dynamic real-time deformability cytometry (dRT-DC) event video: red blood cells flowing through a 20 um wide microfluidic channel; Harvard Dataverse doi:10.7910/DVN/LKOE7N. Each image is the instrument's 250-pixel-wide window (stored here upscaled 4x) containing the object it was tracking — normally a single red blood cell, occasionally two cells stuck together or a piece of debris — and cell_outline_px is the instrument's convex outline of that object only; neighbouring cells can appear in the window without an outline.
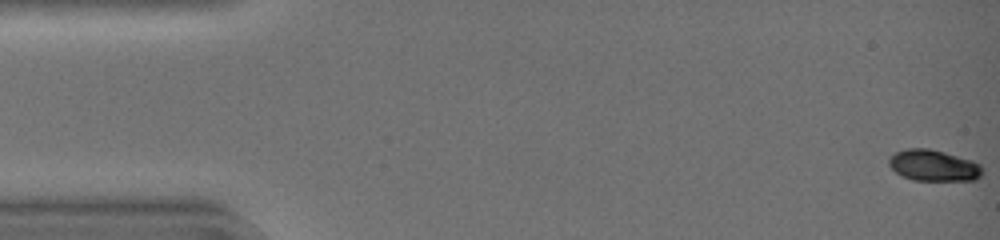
{"species": "common noctule bat (a hibernating species)", "species_latin": "Nyctalus noctula", "temperature_condition": "warm", "stored_images_in_passage": 46, "camera_frame_rate_fps": 3000, "um_per_image_px": 0.085, "animal": {"sex": "female", "body_mass_g": 19.0, "forearm_length_mm": 51.5}, "frame": {"image": 1, "passage_image": 1, "time_ms": 0.0, "image_size_px": [1000, 240], "cell_outline_px": [[984, 172], [976, 180], [912, 180], [896, 172], [888, 164], [888, 160], [896, 152], [904, 148], [928, 148], [944, 152], [972, 160], [980, 164]], "centroid_in_image_um": [79.37, 14.06], "position_along_channel_um": 5.6, "area_um2": 16.99}}
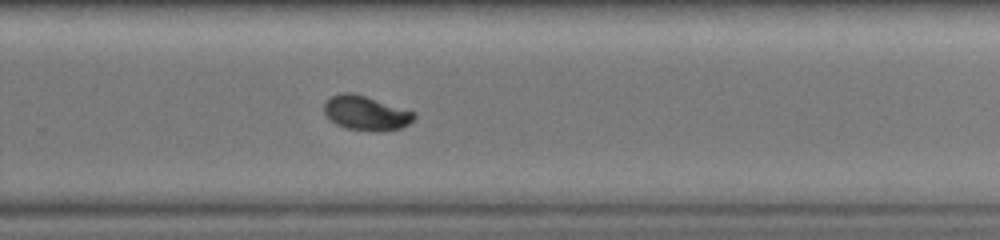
{"frame": {"image": 2, "passage_image": 31, "time_ms": 10.0, "image_size_px": [1000, 240], "cell_outline_px": [[416, 116], [408, 124], [400, 128], [376, 132], [372, 132], [348, 128], [336, 124], [328, 120], [324, 112], [324, 104], [332, 96], [340, 92], [352, 92], [416, 112]], "centroid_in_image_um": [31.09, 9.61], "position_along_channel_um": 298.7, "area_um2": 18.09}}
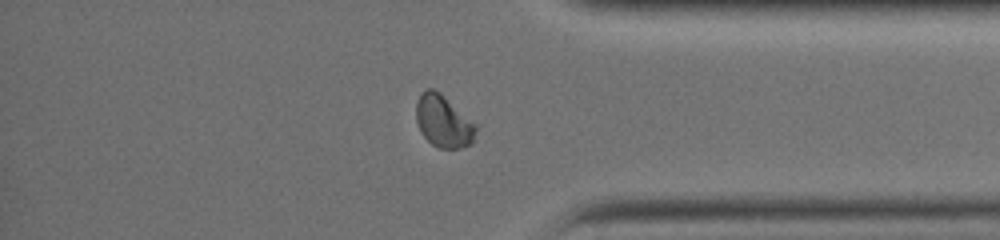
{"frame": {"image": 3, "passage_image": 38, "time_ms": 12.333, "image_size_px": [1000, 240], "cell_outline_px": [[476, 128], [472, 140], [468, 144], [460, 148], [440, 148], [432, 144], [420, 132], [416, 120], [416, 100], [424, 88], [432, 88], [440, 92], [476, 124]], "centroid_in_image_um": [37.64, 10.27], "position_along_channel_um": 397.6, "area_um2": 18.03}}